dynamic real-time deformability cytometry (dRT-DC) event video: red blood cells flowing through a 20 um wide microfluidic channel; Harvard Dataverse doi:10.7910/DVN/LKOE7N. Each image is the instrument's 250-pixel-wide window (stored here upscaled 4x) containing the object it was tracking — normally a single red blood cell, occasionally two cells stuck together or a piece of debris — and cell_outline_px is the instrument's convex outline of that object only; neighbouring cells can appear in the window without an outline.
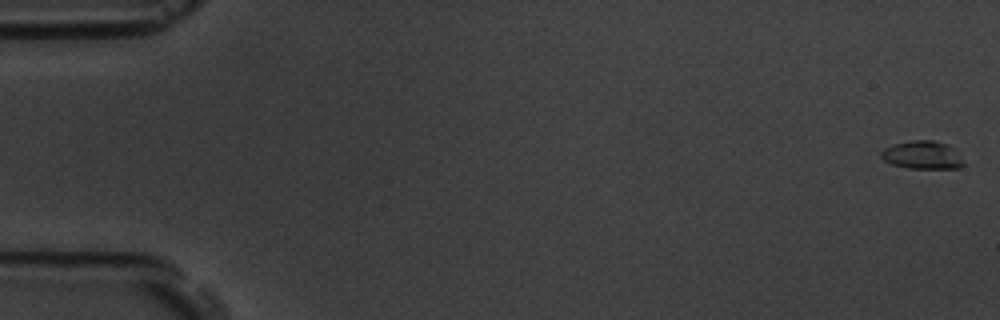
{"species": "common noctule bat (a hibernating species)", "species_latin": "Nyctalus noctula", "temperature_condition": "room temperature", "stored_images_in_passage": 9, "camera_frame_rate_fps": 3000, "um_per_image_px": 0.085, "animal": {"sex": "male", "body_mass_g": 19.5, "forearm_length_mm": 54.6}, "frame": {"image": 1, "passage_image": 1, "time_ms": 0.0, "image_size_px": [1000, 320], "cell_outline_px": [[964, 164], [960, 168], [908, 168], [892, 164], [884, 160], [880, 156], [880, 152], [884, 148], [892, 144], [912, 140], [932, 140], [948, 144], [956, 148]], "centroid_in_image_um": [78.41, 13.16], "position_along_channel_um": 6.6, "area_um2": 13.64}}
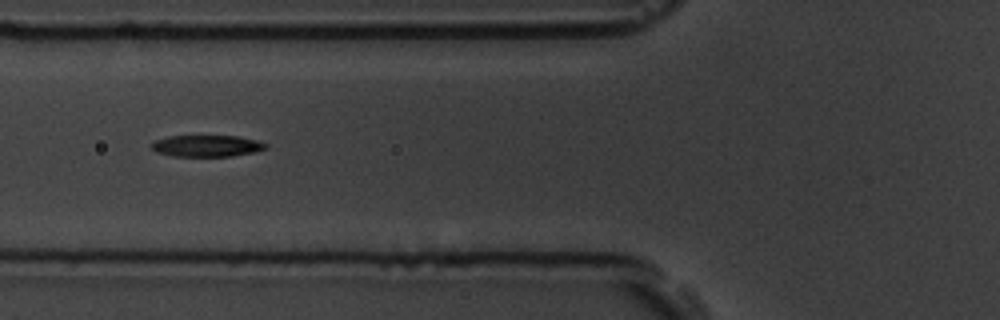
{"frame": {"image": 2, "passage_image": 6, "time_ms": 7.0, "image_size_px": [1000, 320], "cell_outline_px": [[268, 148], [256, 152], [232, 156], [172, 156], [156, 152], [152, 148], [152, 144], [156, 140], [168, 136], [236, 136], [256, 140], [268, 144]], "centroid_in_image_um": [17.61, 12.4], "position_along_channel_um": 108.2, "area_um2": 14.33}}
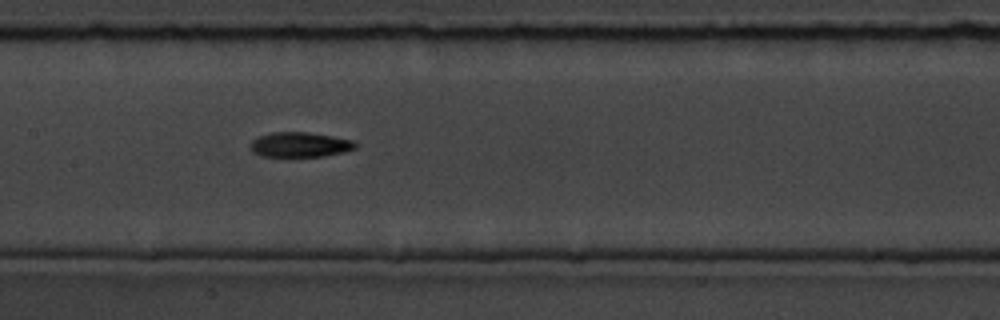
{"frame": {"image": 3, "passage_image": 8, "time_ms": 9.0, "image_size_px": [1000, 320], "cell_outline_px": [[356, 148], [344, 152], [324, 156], [260, 156], [252, 152], [248, 144], [252, 140], [260, 136], [272, 132], [308, 132], [332, 136], [352, 140], [356, 144]], "centroid_in_image_um": [25.46, 12.29], "position_along_channel_um": 181.9, "area_um2": 15.26}}